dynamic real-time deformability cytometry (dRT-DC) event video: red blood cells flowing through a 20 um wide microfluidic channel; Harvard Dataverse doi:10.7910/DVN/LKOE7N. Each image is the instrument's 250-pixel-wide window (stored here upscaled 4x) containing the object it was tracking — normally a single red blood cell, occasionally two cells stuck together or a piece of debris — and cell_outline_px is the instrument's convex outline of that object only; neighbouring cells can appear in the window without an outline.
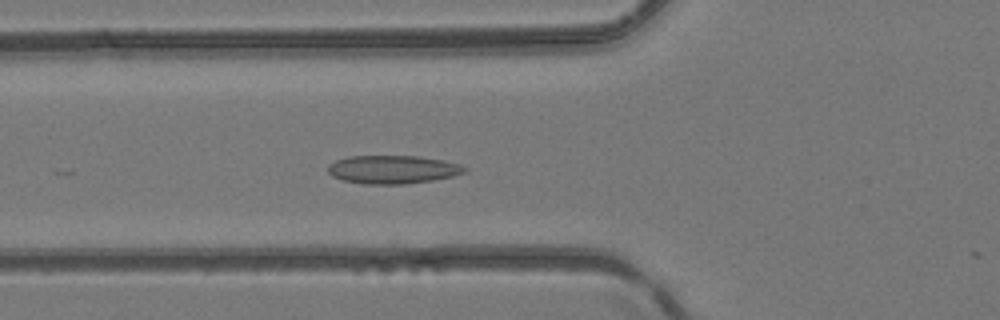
{"species": "common noctule bat (a hibernating species)", "species_latin": "Nyctalus noctula", "temperature_condition": "room temperature", "stored_images_in_passage": 9, "camera_frame_rate_fps": 3000, "um_per_image_px": 0.085, "animal": {"sex": "female", "body_mass_g": 24.6, "forearm_length_mm": 56.2}, "frame": {"image": 1, "passage_image": 8, "time_ms": 2.333, "image_size_px": [1000, 320], "cell_outline_px": [[468, 172], [452, 176], [432, 180], [404, 184], [364, 184], [344, 180], [332, 176], [328, 172], [328, 164], [336, 160], [348, 156], [416, 156], [444, 160], [460, 164], [468, 168]], "centroid_in_image_um": [33.4, 14.4], "position_along_channel_um": 92.4, "area_um2": 22.6}}